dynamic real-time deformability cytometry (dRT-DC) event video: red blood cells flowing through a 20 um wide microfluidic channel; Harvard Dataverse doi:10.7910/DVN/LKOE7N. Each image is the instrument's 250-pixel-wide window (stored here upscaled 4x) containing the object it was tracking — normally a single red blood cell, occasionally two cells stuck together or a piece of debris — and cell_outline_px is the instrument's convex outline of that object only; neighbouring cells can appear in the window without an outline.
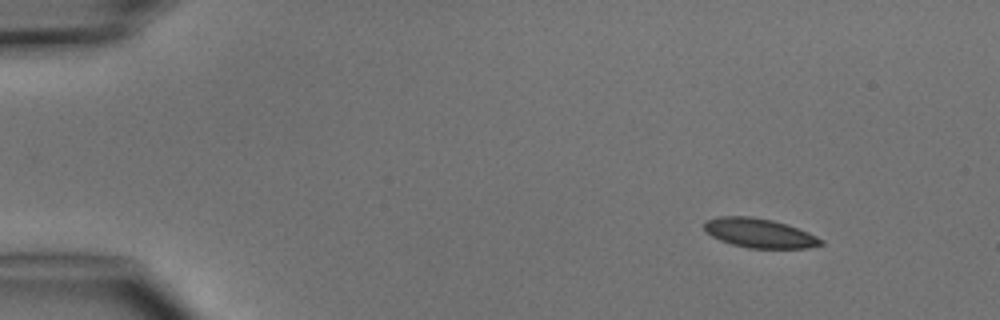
{"species": "common noctule bat (a hibernating species)", "species_latin": "Nyctalus noctula", "temperature_condition": "cold", "stored_images_in_passage": 3, "camera_frame_rate_fps": 3000, "um_per_image_px": 0.085, "animal": {"sex": "male", "body_mass_g": 15.6}, "frame": {"image": 1, "passage_image": 1, "time_ms": 0.0, "image_size_px": [1000, 320], "cell_outline_px": [[824, 244], [808, 248], [748, 248], [732, 244], [720, 240], [712, 236], [704, 228], [704, 220], [720, 216], [752, 216], [772, 220], [788, 224], [808, 232], [824, 240]], "centroid_in_image_um": [64.57, 19.81], "position_along_channel_um": 20.4, "area_um2": 20.0}}